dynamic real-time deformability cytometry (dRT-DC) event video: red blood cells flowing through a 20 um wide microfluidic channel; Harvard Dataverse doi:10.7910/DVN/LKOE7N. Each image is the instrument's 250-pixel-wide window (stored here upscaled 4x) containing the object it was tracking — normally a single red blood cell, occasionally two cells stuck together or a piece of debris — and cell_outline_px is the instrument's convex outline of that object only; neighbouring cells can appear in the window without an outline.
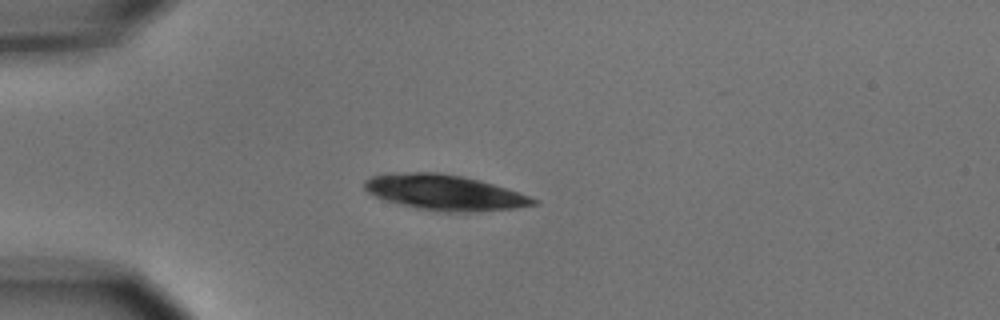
{"species": "common noctule bat (a hibernating species)", "species_latin": "Nyctalus noctula", "temperature_condition": "cold", "stored_images_in_passage": 7, "camera_frame_rate_fps": 3000, "um_per_image_px": 0.085, "animal": {"sex": "male", "body_mass_g": 15.6}, "frame": {"image": 1, "passage_image": 4, "time_ms": 3.667, "image_size_px": [1000, 320], "cell_outline_px": [[540, 204], [516, 208], [476, 212], [448, 212], [416, 208], [384, 200], [368, 192], [364, 188], [364, 180], [372, 176], [392, 172], [436, 172], [460, 176], [480, 180], [540, 200]], "centroid_in_image_um": [37.78, 16.36], "position_along_channel_um": 47.2, "area_um2": 34.8}}